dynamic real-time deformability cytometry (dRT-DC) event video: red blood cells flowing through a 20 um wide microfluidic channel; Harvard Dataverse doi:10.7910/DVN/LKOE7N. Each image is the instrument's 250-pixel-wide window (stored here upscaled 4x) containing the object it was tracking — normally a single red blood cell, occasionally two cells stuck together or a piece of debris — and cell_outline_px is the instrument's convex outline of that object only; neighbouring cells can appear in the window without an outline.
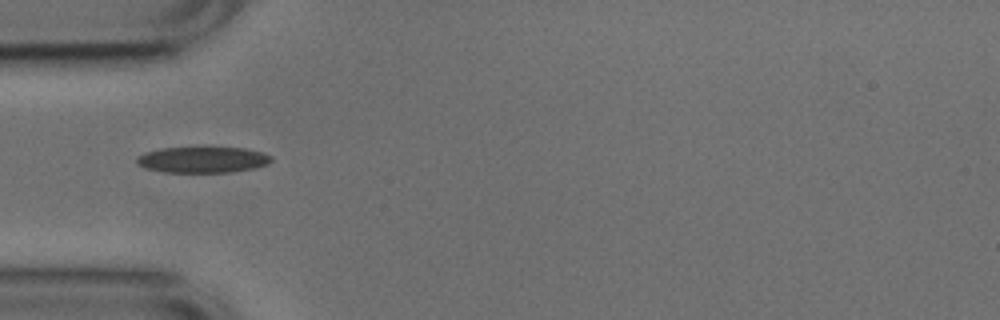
{"species": "common noctule bat (a hibernating species)", "species_latin": "Nyctalus noctula", "temperature_condition": "cold", "stored_images_in_passage": 37, "camera_frame_rate_fps": 3000, "um_per_image_px": 0.085, "animal": {"sex": "male", "body_mass_g": 17.9, "forearm_length_mm": 54.2}, "frame": {"image": 1, "passage_image": 1, "time_ms": 0.0, "image_size_px": [1000, 320], "cell_outline_px": [[272, 160], [268, 164], [256, 168], [232, 172], [164, 172], [144, 168], [136, 164], [136, 156], [144, 152], [160, 148], [244, 148], [264, 152], [272, 156]], "centroid_in_image_um": [17.22, 13.58], "position_along_channel_um": 67.8, "area_um2": 20.58}}
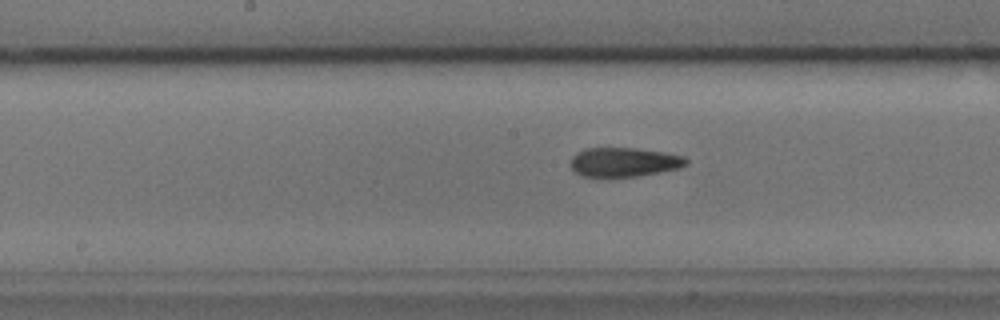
{"frame": {"image": 2, "passage_image": 11, "time_ms": 3.333, "image_size_px": [1000, 320], "cell_outline_px": [[688, 164], [680, 168], [636, 176], [580, 176], [568, 164], [572, 156], [576, 152], [584, 148], [636, 148], [664, 152], [684, 156], [688, 160]], "centroid_in_image_um": [53.02, 13.76], "position_along_channel_um": 195.2, "area_um2": 19.71}}
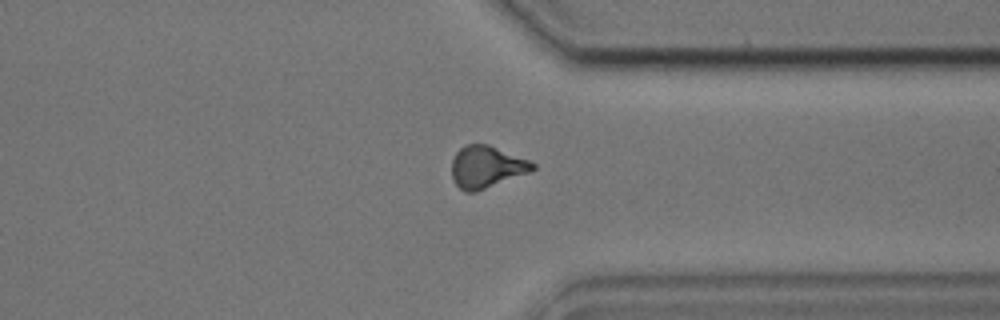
{"frame": {"image": 3, "passage_image": 25, "time_ms": 8.0, "image_size_px": [1000, 320], "cell_outline_px": [[536, 168], [528, 172], [476, 192], [464, 192], [452, 180], [452, 160], [456, 152], [464, 144], [488, 144], [528, 160], [536, 164]], "centroid_in_image_um": [41.31, 14.18], "position_along_channel_um": 370.1, "area_um2": 19.65}, "authors_computed_cell_mechanics": {"area_um2": 19.7098, "velocity_mm_per_s": 3.7903, "shape_relaxation_time_tau1_ms": null, "shape_relaxation_time_tau2_ms": 2.9184, "deformation_change_tau1": null, "deformation_change_tau2": 0.0987}}